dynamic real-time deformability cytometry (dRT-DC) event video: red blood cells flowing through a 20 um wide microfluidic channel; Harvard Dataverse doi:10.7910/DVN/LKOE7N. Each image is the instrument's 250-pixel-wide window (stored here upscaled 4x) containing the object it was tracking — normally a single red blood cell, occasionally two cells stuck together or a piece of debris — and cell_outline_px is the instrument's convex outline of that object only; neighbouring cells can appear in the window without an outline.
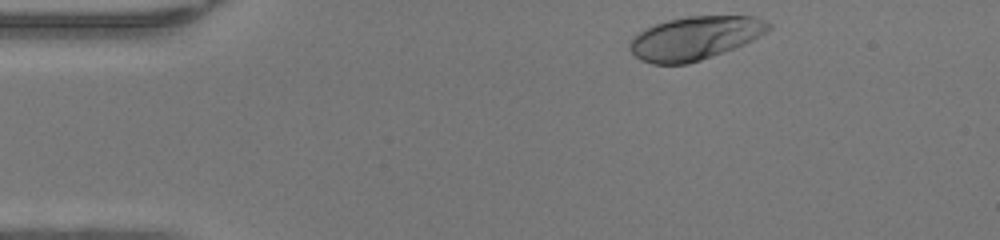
{"species": "human", "species_latin": "Homo sapiens", "temperature_condition": "warm", "stored_images_in_passage": 35, "camera_frame_rate_fps": 3000, "um_per_image_px": 0.085, "donor": {"sex": "female"}, "frame": {"image": 1, "passage_image": 1, "time_ms": 0.0, "image_size_px": [1000, 240], "cell_outline_px": [[772, 28], [752, 40], [744, 44], [724, 52], [688, 64], [652, 64], [640, 60], [628, 48], [628, 44], [632, 36], [644, 28], [668, 20], [688, 16], [752, 16], [764, 20], [772, 24]], "centroid_in_image_um": [59.04, 3.24], "position_along_channel_um": 26.0, "area_um2": 35.14}}
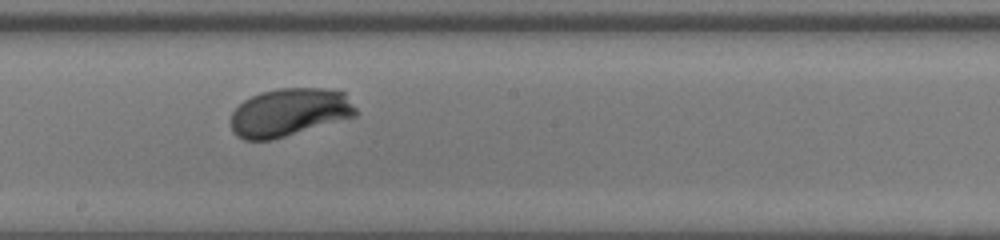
{"frame": {"image": 2, "passage_image": 20, "time_ms": 6.333, "image_size_px": [1000, 240], "cell_outline_px": [[356, 116], [272, 140], [244, 140], [236, 136], [232, 132], [232, 112], [244, 100], [260, 92], [280, 88], [324, 88], [344, 92], [356, 108]], "centroid_in_image_um": [24.58, 9.55], "position_along_channel_um": 223.6, "area_um2": 34.91}}
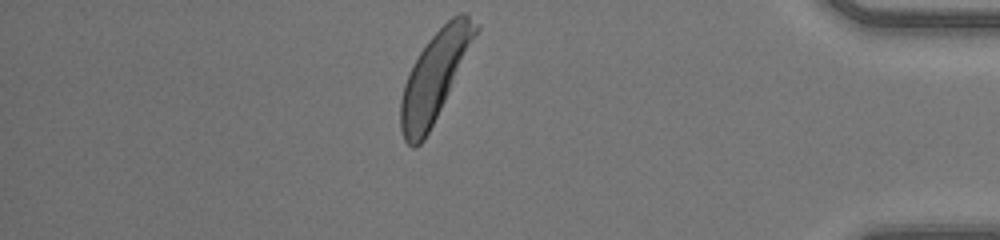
{"frame": {"image": 3, "passage_image": 35, "time_ms": 11.333, "image_size_px": [1000, 240], "cell_outline_px": [[480, 28], [424, 140], [416, 148], [412, 148], [404, 140], [400, 128], [400, 100], [404, 84], [420, 52], [428, 40], [452, 16], [460, 12], [464, 12], [480, 24]], "centroid_in_image_um": [36.93, 6.48], "position_along_channel_um": 398.3, "area_um2": 37.51}, "authors_computed_cell_mechanics": {"area_um2": 35.1424, "velocity_mm_per_s": 4.2679, "shape_relaxation_time_tau1_ms": 1.3139, "shape_relaxation_time_tau2_ms": null, "deformation_change_tau1": 0.1432, "deformation_change_tau2": null}}